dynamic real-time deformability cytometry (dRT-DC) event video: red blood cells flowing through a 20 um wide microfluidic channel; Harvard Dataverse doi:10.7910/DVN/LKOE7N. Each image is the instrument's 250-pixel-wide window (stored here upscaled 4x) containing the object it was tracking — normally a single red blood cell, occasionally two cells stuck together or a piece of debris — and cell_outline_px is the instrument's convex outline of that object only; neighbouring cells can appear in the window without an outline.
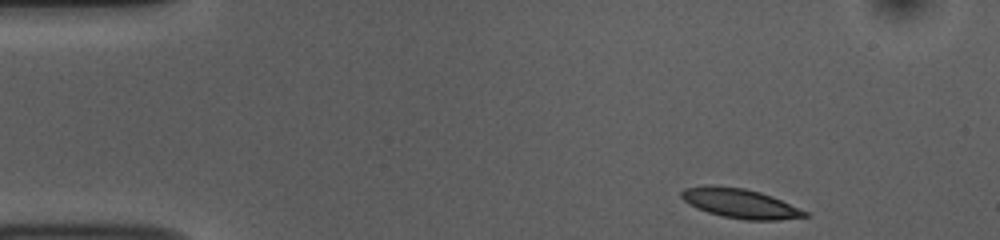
{"species": "common noctule bat (a hibernating species)", "species_latin": "Nyctalus noctula", "temperature_condition": "room temperature", "stored_images_in_passage": 48, "camera_frame_rate_fps": 3000, "um_per_image_px": 0.085, "animal": {"sex": "female", "body_mass_g": 10.0, "forearm_length_mm": 53.1}, "frame": {"image": 1, "passage_image": 1, "time_ms": 0.0, "image_size_px": [1000, 240], "cell_outline_px": [[808, 216], [776, 220], [744, 220], [724, 216], [708, 212], [696, 208], [688, 204], [680, 196], [680, 192], [684, 188], [704, 184], [712, 184], [744, 188], [760, 192], [772, 196], [808, 212]], "centroid_in_image_um": [62.85, 17.26], "position_along_channel_um": 22.2, "area_um2": 21.33}}
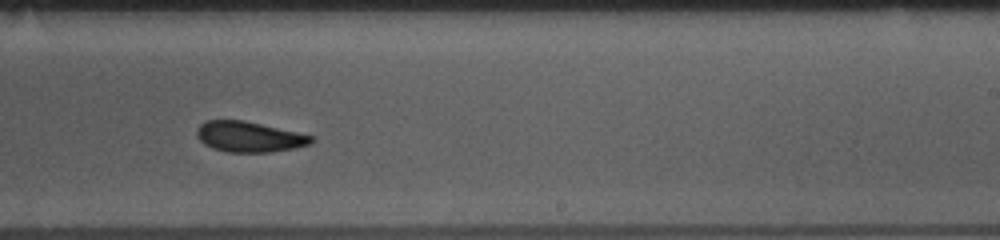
{"frame": {"image": 2, "passage_image": 27, "time_ms": 8.667, "image_size_px": [1000, 240], "cell_outline_px": [[316, 140], [312, 144], [292, 148], [268, 152], [228, 152], [212, 148], [204, 144], [196, 136], [196, 128], [204, 120], [244, 120], [296, 132], [312, 136]], "centroid_in_image_um": [21.14, 11.62], "position_along_channel_um": 267.9, "area_um2": 20.35}}
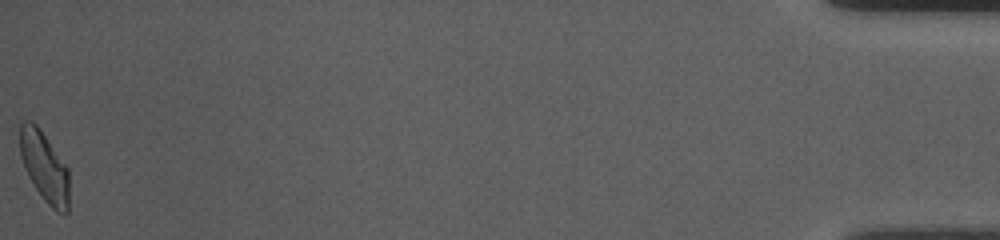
{"frame": {"image": 3, "passage_image": 48, "time_ms": 15.667, "image_size_px": [1000, 240], "cell_outline_px": [[68, 212], [64, 216], [56, 212], [44, 200], [28, 176], [24, 168], [20, 156], [20, 124], [24, 120], [32, 120], [36, 124], [68, 168]], "centroid_in_image_um": [3.77, 14.19], "position_along_channel_um": 431.4, "area_um2": 20.06}, "authors_computed_cell_mechanics": {"area_um2": 20.808, "velocity_mm_per_s": 3.7225, "shape_relaxation_time_tau1_ms": 3.2262, "shape_relaxation_time_tau2_ms": 2.3569, "deformation_change_tau1": 0.0945, "deformation_change_tau2": 0.0765}}